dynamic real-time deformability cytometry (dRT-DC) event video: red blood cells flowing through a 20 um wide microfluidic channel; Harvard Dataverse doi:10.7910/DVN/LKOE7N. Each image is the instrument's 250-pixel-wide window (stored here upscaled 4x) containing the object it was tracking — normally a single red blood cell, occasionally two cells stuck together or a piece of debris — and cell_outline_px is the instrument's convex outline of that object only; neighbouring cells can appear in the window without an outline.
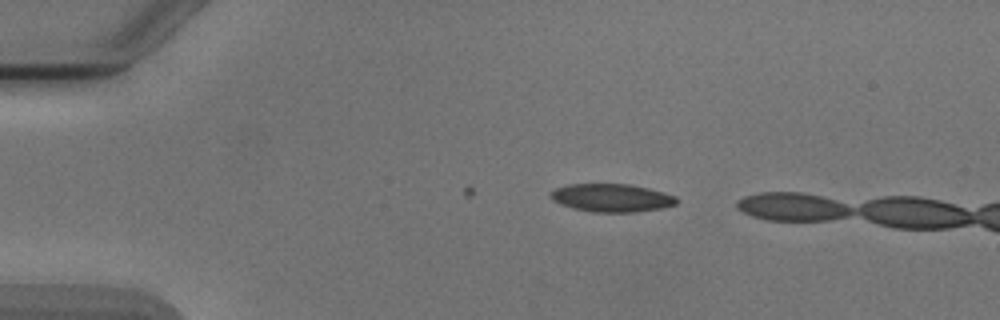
{"species": "Egyptian fruit bat (a non-hibernating species)", "species_latin": "Rousettus aegyptiacus", "temperature_condition": "cold", "stored_images_in_passage": 2, "camera_frame_rate_fps": 3000, "um_per_image_px": 0.085, "animal": {"sex": "male"}, "frame": {"image": 1, "passage_image": 2, "time_ms": 0.333, "image_size_px": [1000, 320], "cell_outline_px": [[680, 200], [676, 204], [660, 208], [632, 212], [592, 212], [572, 208], [560, 204], [552, 200], [548, 196], [548, 192], [556, 188], [568, 184], [628, 184], [648, 188], [664, 192], [676, 196]], "centroid_in_image_um": [51.95, 16.81], "position_along_channel_um": 33.0, "area_um2": 20.75}}